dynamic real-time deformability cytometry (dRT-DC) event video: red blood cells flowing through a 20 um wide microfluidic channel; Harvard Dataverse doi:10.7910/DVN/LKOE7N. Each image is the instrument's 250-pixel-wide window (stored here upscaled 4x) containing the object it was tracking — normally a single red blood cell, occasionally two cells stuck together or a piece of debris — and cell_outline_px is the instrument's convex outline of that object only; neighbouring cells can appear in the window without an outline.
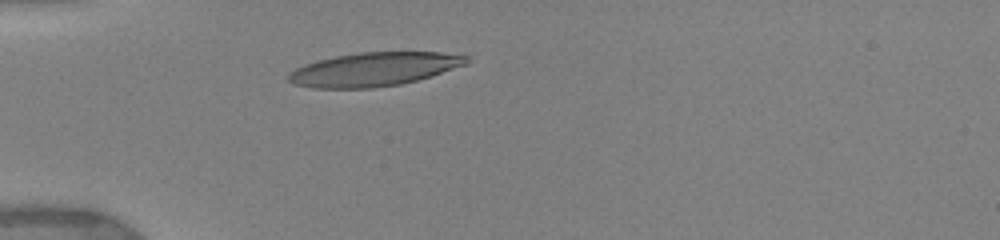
{"species": "human", "species_latin": "Homo sapiens", "temperature_condition": "warm", "stored_images_in_passage": 4, "camera_frame_rate_fps": 3000, "um_per_image_px": 0.085, "donor": {"sex": "female"}, "frame": {"image": 1, "passage_image": 4, "time_ms": 3.0, "image_size_px": [1000, 240], "cell_outline_px": [[472, 60], [468, 64], [432, 76], [400, 84], [372, 88], [312, 88], [292, 84], [288, 80], [288, 72], [304, 64], [336, 56], [360, 52], [440, 52], [468, 56]], "centroid_in_image_um": [31.81, 5.89], "position_along_channel_um": 53.2, "area_um2": 35.08}}